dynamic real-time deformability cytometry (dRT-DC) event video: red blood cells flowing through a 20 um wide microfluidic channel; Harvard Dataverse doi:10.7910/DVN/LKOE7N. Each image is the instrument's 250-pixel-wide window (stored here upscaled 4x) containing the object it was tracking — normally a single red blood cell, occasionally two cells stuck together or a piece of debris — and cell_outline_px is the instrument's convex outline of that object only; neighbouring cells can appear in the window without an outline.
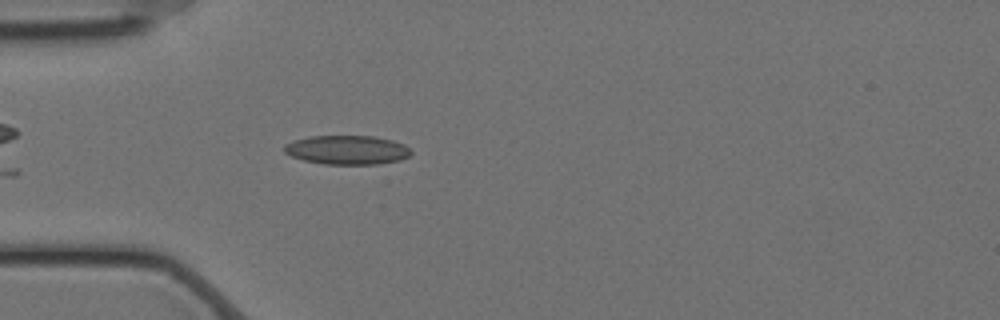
{"species": "Egyptian fruit bat (a non-hibernating species)", "species_latin": "Rousettus aegyptiacus", "temperature_condition": "cold", "stored_images_in_passage": 8, "camera_frame_rate_fps": 3000, "um_per_image_px": 0.085, "animal": {"sex": "female"}, "frame": {"image": 1, "passage_image": 1, "time_ms": 0.0, "image_size_px": [1000, 320], "cell_outline_px": [[412, 152], [408, 156], [400, 160], [376, 164], [324, 164], [304, 160], [292, 156], [284, 152], [284, 144], [292, 140], [308, 136], [376, 136], [392, 140], [404, 144]], "centroid_in_image_um": [29.48, 12.73], "position_along_channel_um": 55.5, "area_um2": 21.5}}
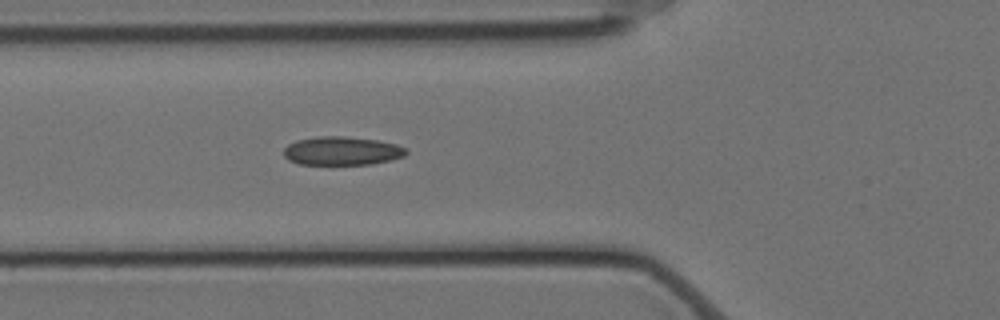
{"frame": {"image": 2, "passage_image": 5, "time_ms": 1.333, "image_size_px": [1000, 320], "cell_outline_px": [[408, 152], [404, 156], [372, 164], [300, 164], [288, 160], [284, 156], [284, 148], [288, 144], [296, 140], [316, 136], [344, 136], [376, 140], [396, 144], [404, 148]], "centroid_in_image_um": [29.02, 12.82], "position_along_channel_um": 96.8, "area_um2": 20.29}}